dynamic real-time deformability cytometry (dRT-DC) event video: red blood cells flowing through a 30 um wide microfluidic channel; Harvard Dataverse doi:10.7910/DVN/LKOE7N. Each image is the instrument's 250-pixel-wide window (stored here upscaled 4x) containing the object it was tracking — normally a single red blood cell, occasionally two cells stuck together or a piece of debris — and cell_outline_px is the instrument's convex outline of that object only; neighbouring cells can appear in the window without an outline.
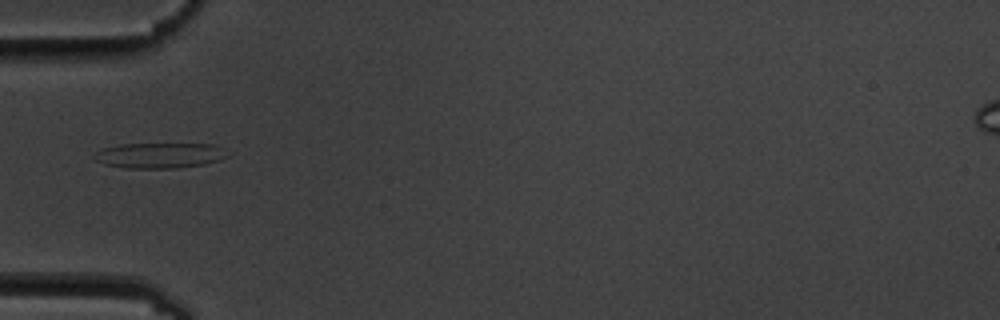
{"species": "common noctule bat (a hibernating species)", "species_latin": "Nyctalus noctula", "temperature_condition": "cold", "stored_images_in_passage": 11, "camera_frame_rate_fps": 3000, "um_per_image_px": 0.085, "animal": {"sex": "male", "body_mass_g": 19.5, "forearm_length_mm": 54.6}, "frame": {"image": 1, "passage_image": 1, "time_ms": 0.0, "image_size_px": [1000, 320], "cell_outline_px": [[232, 156], [220, 160], [204, 164], [176, 168], [124, 168], [104, 164], [96, 160], [92, 156], [96, 152], [104, 148], [120, 144], [212, 144], [224, 148]], "centroid_in_image_um": [13.62, 13.21], "position_along_channel_um": 71.4, "area_um2": 19.88}}
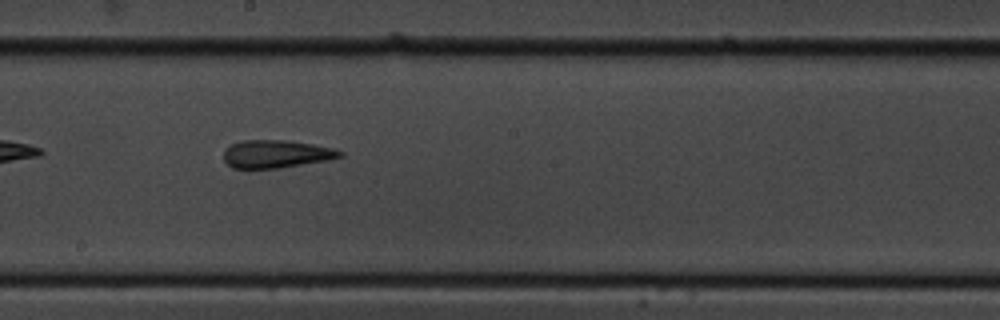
{"frame": {"image": 2, "passage_image": 5, "time_ms": 4.333, "image_size_px": [1000, 320], "cell_outline_px": [[344, 156], [328, 160], [280, 168], [232, 168], [224, 160], [224, 148], [232, 144], [244, 140], [284, 140], [312, 144], [332, 148], [344, 152]], "centroid_in_image_um": [23.48, 13.09], "position_along_channel_um": 224.7, "area_um2": 18.84}}
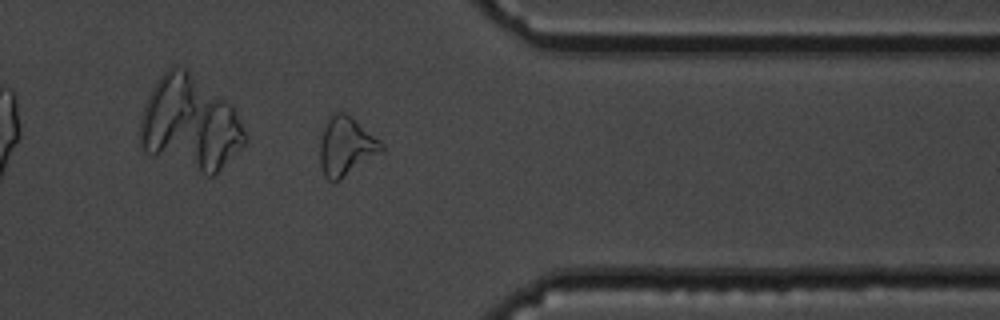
{"frame": {"image": 3, "passage_image": 9, "time_ms": 9.0, "image_size_px": [1000, 320], "cell_outline_px": [[384, 152], [336, 184], [332, 184], [324, 176], [320, 164], [320, 140], [324, 128], [328, 120], [336, 112], [344, 112], [356, 120], [380, 140], [384, 144]], "centroid_in_image_um": [29.45, 12.52], "position_along_channel_um": 382.0, "area_um2": 21.56}, "authors_computed_cell_mechanics": {"area_um2": 19.7098, "velocity_mm_per_s": 3.5507, "shape_relaxation_time_tau1_ms": null, "shape_relaxation_time_tau2_ms": 2.4295, "deformation_change_tau1": null, "deformation_change_tau2": 0.1118}}